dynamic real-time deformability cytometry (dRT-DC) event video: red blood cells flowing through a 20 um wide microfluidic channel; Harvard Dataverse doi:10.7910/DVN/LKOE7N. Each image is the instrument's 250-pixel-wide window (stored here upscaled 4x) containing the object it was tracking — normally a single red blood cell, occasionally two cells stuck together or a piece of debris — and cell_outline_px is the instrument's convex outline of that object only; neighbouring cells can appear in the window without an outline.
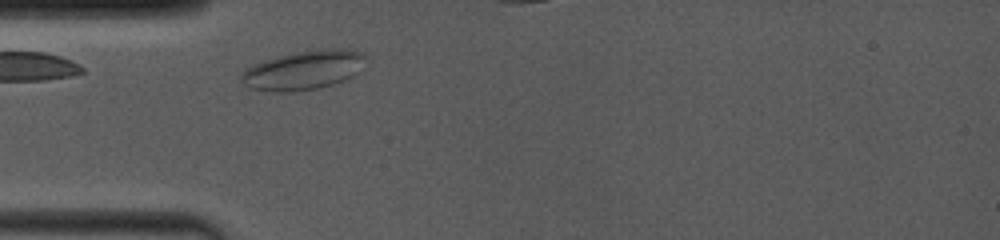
{"species": "common noctule bat (a hibernating species)", "species_latin": "Nyctalus noctula", "temperature_condition": "room temperature", "stored_images_in_passage": 2, "camera_frame_rate_fps": 4000, "um_per_image_px": 0.085, "animal": {"sex": "female", "body_mass_g": 19.0, "forearm_length_mm": 53.3}, "frame": {"image": 1, "passage_image": 2, "time_ms": 0.75, "image_size_px": [1000, 240], "cell_outline_px": [[364, 56], [356, 72], [352, 76], [344, 80], [320, 88], [292, 92], [276, 92], [252, 88], [244, 84], [240, 80], [240, 76], [244, 68], [264, 60], [296, 52], [320, 48], [348, 48], [360, 52]], "centroid_in_image_um": [25.74, 5.96], "position_along_channel_um": 59.3, "area_um2": 28.15}}